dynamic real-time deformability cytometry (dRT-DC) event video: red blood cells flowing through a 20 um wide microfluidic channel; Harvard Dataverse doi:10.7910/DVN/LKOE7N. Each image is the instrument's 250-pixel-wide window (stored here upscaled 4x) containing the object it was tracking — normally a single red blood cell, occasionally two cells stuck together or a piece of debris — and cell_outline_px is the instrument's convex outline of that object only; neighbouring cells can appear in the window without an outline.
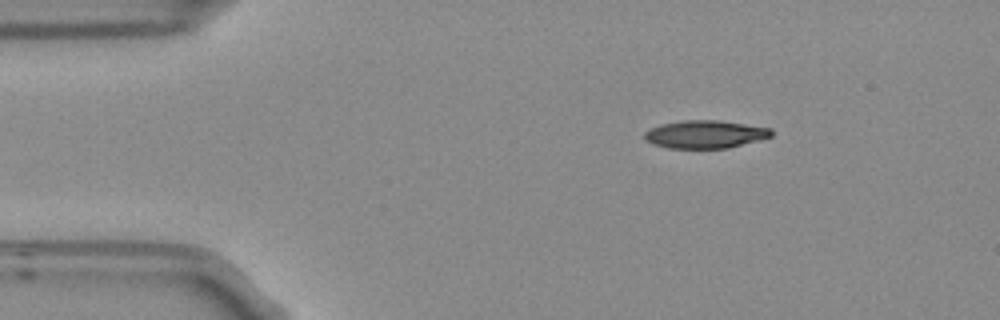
{"species": "Egyptian fruit bat (a non-hibernating species)", "species_latin": "Rousettus aegyptiacus", "temperature_condition": "room temperature", "stored_images_in_passage": 5, "camera_frame_rate_fps": 3000, "um_per_image_px": 0.085, "frame": {"image": 1, "passage_image": 5, "time_ms": 1.333, "image_size_px": [1000, 320], "cell_outline_px": [[772, 136], [760, 140], [728, 148], [668, 148], [652, 144], [644, 140], [644, 132], [652, 128], [664, 124], [684, 120], [720, 120], [772, 128]], "centroid_in_image_um": [59.96, 11.42], "position_along_channel_um": 25.0, "area_um2": 20.63}}